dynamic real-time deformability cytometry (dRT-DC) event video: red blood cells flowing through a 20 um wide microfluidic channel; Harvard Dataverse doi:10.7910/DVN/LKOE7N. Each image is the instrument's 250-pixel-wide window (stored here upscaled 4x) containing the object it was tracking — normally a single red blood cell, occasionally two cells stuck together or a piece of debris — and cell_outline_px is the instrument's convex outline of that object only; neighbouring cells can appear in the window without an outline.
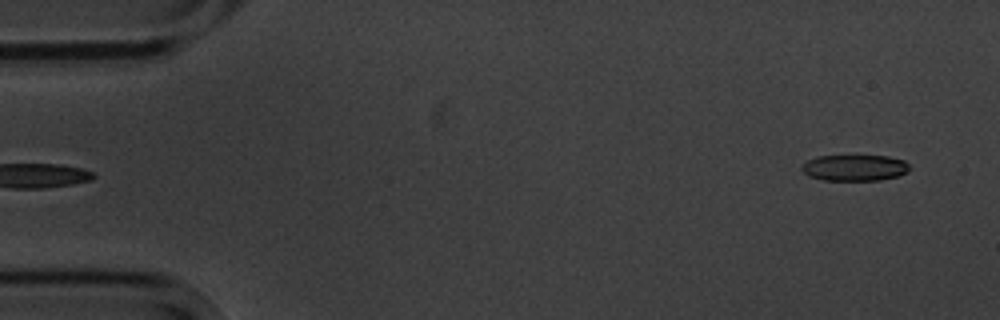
{"species": "common noctule bat (a hibernating species)", "species_latin": "Nyctalus noctula", "temperature_condition": "cold", "stored_images_in_passage": 6, "segment_of_instrument_passage": [2, 2], "camera_frame_rate_fps": 3000, "um_per_image_px": 0.085, "animal": {"sex": "male", "body_mass_g": 20.1, "forearm_length_mm": 53.5}, "frame": {"image": 1, "passage_image": 6, "time_ms": 6.0, "image_size_px": [1000, 320], "cell_outline_px": [[908, 172], [896, 176], [880, 180], [824, 180], [808, 176], [800, 168], [808, 160], [816, 156], [888, 156], [904, 160], [908, 164]], "centroid_in_image_um": [72.63, 14.26], "position_along_channel_um": 12.4, "area_um2": 16.3}}